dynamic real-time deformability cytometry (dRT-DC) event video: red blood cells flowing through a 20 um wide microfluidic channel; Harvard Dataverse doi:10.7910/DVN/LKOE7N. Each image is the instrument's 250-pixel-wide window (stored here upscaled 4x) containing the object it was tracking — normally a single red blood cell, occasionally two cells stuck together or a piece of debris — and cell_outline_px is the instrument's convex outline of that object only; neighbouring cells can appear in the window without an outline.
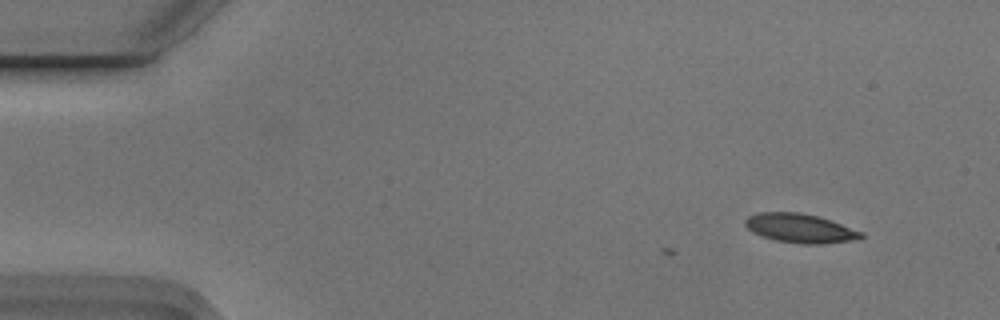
{"species": "Egyptian fruit bat (a non-hibernating species)", "species_latin": "Rousettus aegyptiacus", "temperature_condition": "cold", "stored_images_in_passage": 3, "camera_frame_rate_fps": 3000, "um_per_image_px": 0.085, "animal": {"sex": "male"}, "frame": {"image": 1, "passage_image": 1, "time_ms": 0.0, "image_size_px": [1000, 320], "cell_outline_px": [[864, 236], [860, 240], [824, 244], [804, 244], [776, 240], [752, 232], [744, 224], [744, 220], [748, 216], [760, 212], [800, 212], [832, 220], [864, 232]], "centroid_in_image_um": [68.08, 19.4], "position_along_channel_um": 16.9, "area_um2": 19.83}}